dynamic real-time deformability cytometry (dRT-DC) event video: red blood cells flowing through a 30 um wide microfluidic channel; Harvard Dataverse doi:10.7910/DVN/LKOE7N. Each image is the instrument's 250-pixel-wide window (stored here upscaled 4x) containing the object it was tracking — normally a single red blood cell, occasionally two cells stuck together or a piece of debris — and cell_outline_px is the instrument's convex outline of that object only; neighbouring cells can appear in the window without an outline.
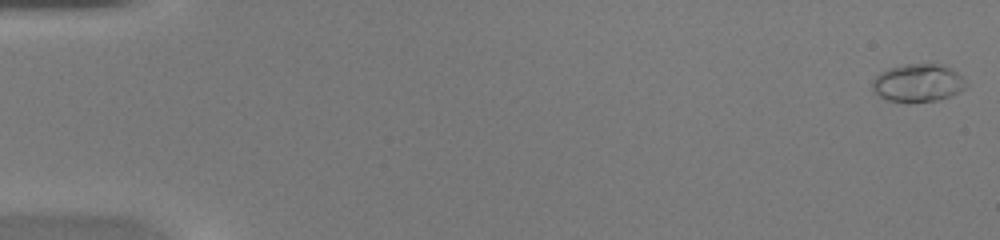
{"species": "common noctule bat (a hibernating species)", "species_latin": "Nyctalus noctula", "temperature_condition": "warm", "stored_images_in_passage": 49, "camera_frame_rate_fps": 3000, "um_per_image_px": 0.085, "animal": {"sex": "female", "body_mass_g": 20.0, "forearm_length_mm": 54.0}, "frame": {"image": 1, "passage_image": 1, "time_ms": 0.0, "image_size_px": [1000, 240], "cell_outline_px": [[964, 88], [948, 96], [936, 100], [908, 104], [888, 100], [872, 92], [872, 80], [880, 72], [888, 68], [904, 64], [940, 64], [956, 72], [964, 80]], "centroid_in_image_um": [77.93, 7.07], "position_along_channel_um": 7.1, "area_um2": 20.63}}
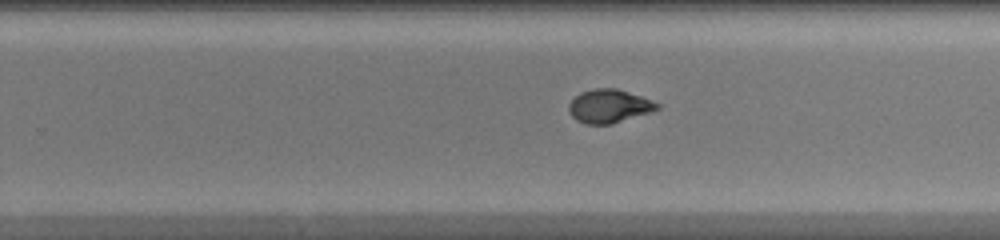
{"frame": {"image": 2, "passage_image": 32, "time_ms": 10.333, "image_size_px": [1000, 240], "cell_outline_px": [[660, 108], [652, 112], [612, 124], [584, 124], [576, 120], [568, 112], [568, 104], [580, 92], [596, 88], [616, 88], [640, 96], [660, 104]], "centroid_in_image_um": [51.76, 9.03], "position_along_channel_um": 278.0, "area_um2": 17.28}}
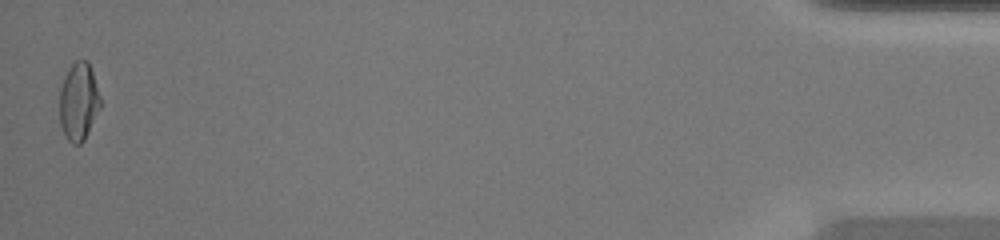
{"frame": {"image": 3, "passage_image": 49, "time_ms": 16.0, "image_size_px": [1000, 240], "cell_outline_px": [[104, 104], [84, 140], [80, 144], [72, 144], [68, 140], [60, 124], [60, 88], [64, 76], [68, 68], [76, 60], [88, 60]], "centroid_in_image_um": [6.73, 8.63], "position_along_channel_um": 428.5, "area_um2": 18.96}, "authors_computed_cell_mechanics": {"area_um2": 17.8602, "velocity_mm_per_s": 4.2406, "shape_relaxation_time_tau1_ms": 6.2315, "shape_relaxation_time_tau2_ms": 0.8068, "deformation_change_tau1": 0.252, "deformation_change_tau2": 0.0449}}